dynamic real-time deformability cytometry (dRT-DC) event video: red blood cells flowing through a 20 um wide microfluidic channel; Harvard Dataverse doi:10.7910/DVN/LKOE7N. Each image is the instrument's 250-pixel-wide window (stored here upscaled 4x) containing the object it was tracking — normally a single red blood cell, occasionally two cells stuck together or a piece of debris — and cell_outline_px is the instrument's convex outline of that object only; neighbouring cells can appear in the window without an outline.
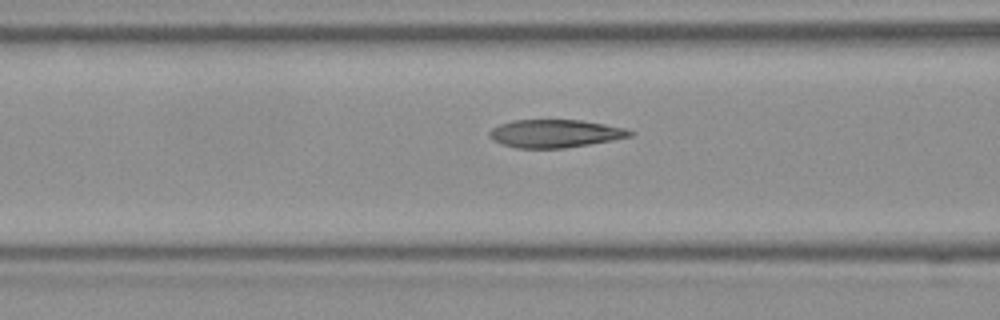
{"species": "Egyptian fruit bat (a non-hibernating species)", "species_latin": "Rousettus aegyptiacus", "temperature_condition": "room temperature", "stored_images_in_passage": 7, "camera_frame_rate_fps": 3000, "um_per_image_px": 0.085, "frame": {"image": 1, "passage_image": 6, "time_ms": 1.667, "image_size_px": [1000, 320], "cell_outline_px": [[636, 132], [632, 136], [612, 140], [564, 148], [516, 148], [500, 144], [492, 140], [488, 136], [488, 132], [492, 128], [500, 124], [512, 120], [580, 120], [604, 124], [624, 128]], "centroid_in_image_um": [47.14, 11.35], "position_along_channel_um": 119.5, "area_um2": 22.95}}
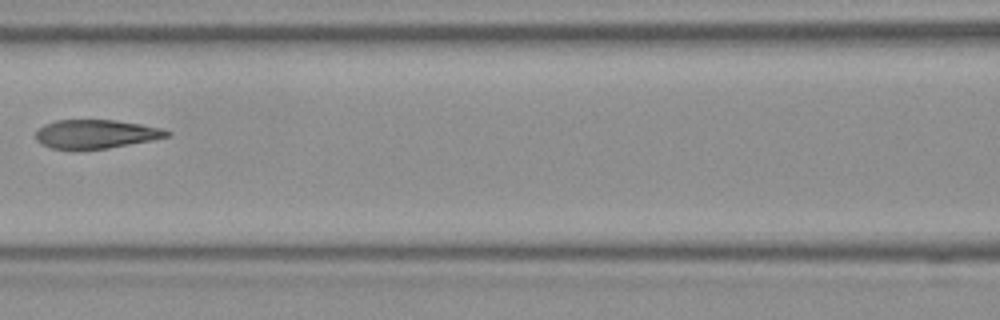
{"frame": {"image": 2, "passage_image": 7, "time_ms": 2.0, "image_size_px": [1000, 320], "cell_outline_px": [[172, 136], [152, 140], [108, 148], [52, 148], [40, 144], [36, 140], [36, 132], [44, 124], [56, 120], [116, 120], [140, 124], [160, 128], [172, 132]], "centroid_in_image_um": [8.17, 11.38], "position_along_channel_um": 158.4, "area_um2": 21.73}}